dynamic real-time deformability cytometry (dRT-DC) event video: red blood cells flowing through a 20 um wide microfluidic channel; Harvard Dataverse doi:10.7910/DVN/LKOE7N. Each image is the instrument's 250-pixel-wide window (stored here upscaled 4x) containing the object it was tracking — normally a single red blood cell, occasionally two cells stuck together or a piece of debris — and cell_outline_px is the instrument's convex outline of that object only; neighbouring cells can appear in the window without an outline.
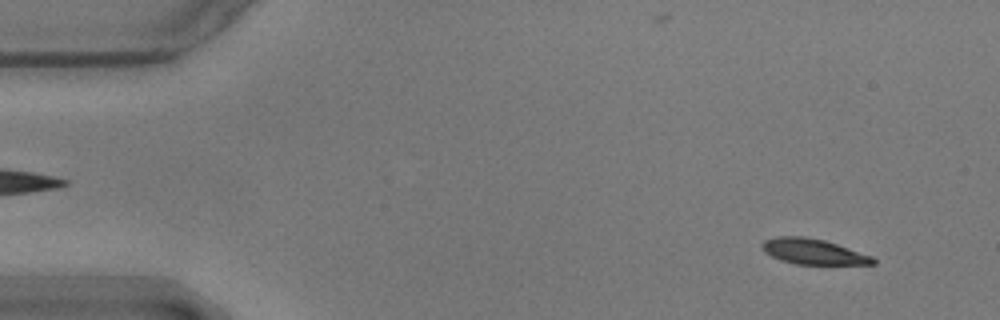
{"species": "common noctule bat (a hibernating species)", "species_latin": "Nyctalus noctula", "temperature_condition": "warm", "stored_images_in_passage": 56, "camera_frame_rate_fps": 3000, "um_per_image_px": 0.085, "animal": {"sex": "male", "body_mass_g": 17.9}, "frame": {"image": 1, "passage_image": 4, "time_ms": 1.0, "image_size_px": [1000, 320], "cell_outline_px": [[876, 264], [796, 264], [780, 260], [764, 252], [760, 244], [764, 240], [776, 236], [804, 236], [824, 240], [872, 256], [876, 260]], "centroid_in_image_um": [69.08, 21.38], "position_along_channel_um": 15.9, "area_um2": 16.42}}
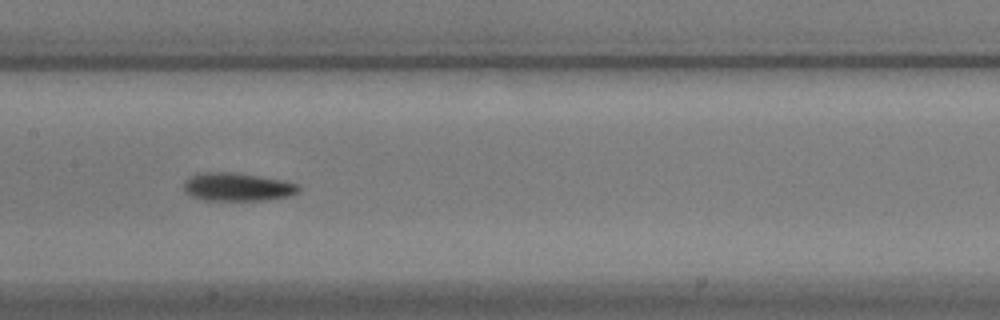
{"frame": {"image": 2, "passage_image": 27, "time_ms": 8.667, "image_size_px": [1000, 320], "cell_outline_px": [[300, 192], [292, 196], [268, 200], [204, 200], [188, 196], [184, 192], [184, 180], [188, 176], [200, 172], [232, 172], [280, 180], [296, 184], [300, 188]], "centroid_in_image_um": [20.12, 15.9], "position_along_channel_um": 187.3, "area_um2": 19.07}}
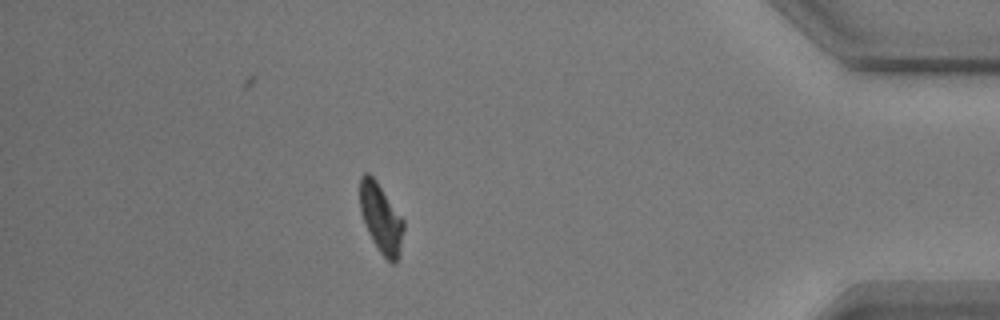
{"frame": {"image": 3, "passage_image": 49, "time_ms": 16.0, "image_size_px": [1000, 320], "cell_outline_px": [[404, 228], [400, 248], [396, 264], [392, 264], [380, 252], [372, 240], [368, 232], [360, 212], [360, 176], [364, 172], [368, 172], [376, 180], [404, 220]], "centroid_in_image_um": [32.37, 18.54], "position_along_channel_um": 402.8, "area_um2": 17.51}, "authors_computed_cell_mechanics": {"area_um2": 18.0336, "velocity_mm_per_s": 3.5404, "shape_relaxation_time_tau1_ms": 1.4208, "shape_relaxation_time_tau2_ms": 4.7094, "deformation_change_tau1": 0.1435, "deformation_change_tau2": 0.1418}}